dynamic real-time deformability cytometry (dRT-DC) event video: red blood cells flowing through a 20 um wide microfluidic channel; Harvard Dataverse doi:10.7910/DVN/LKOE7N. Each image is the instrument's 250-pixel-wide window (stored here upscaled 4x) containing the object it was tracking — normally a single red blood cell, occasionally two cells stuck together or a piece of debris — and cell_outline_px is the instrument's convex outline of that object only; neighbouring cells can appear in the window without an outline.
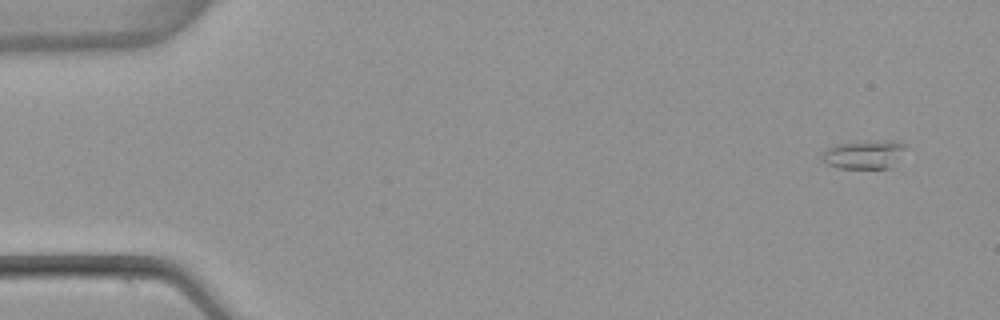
{"species": "common noctule bat (a hibernating species)", "species_latin": "Nyctalus noctula", "temperature_condition": "warm", "stored_images_in_passage": 51, "camera_frame_rate_fps": 3000, "um_per_image_px": 0.085, "animal": {"sex": "female", "body_mass_g": 22.7, "forearm_length_mm": 54.2}, "frame": {"image": 1, "passage_image": 1, "time_ms": 0.0, "image_size_px": [1000, 320], "cell_outline_px": [[904, 148], [888, 168], [840, 168], [824, 164], [820, 156], [828, 148], [836, 144], [892, 140], [896, 140], [904, 144]], "centroid_in_image_um": [73.35, 13.14], "position_along_channel_um": 11.6, "area_um2": 13.41}}
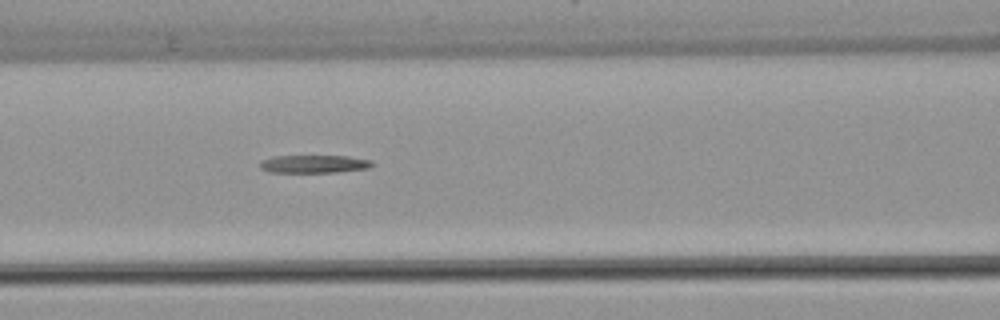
{"frame": {"image": 2, "passage_image": 21, "time_ms": 6.667, "image_size_px": [1000, 320], "cell_outline_px": [[372, 164], [368, 168], [336, 172], [268, 172], [260, 168], [260, 160], [272, 156], [348, 156], [372, 160]], "centroid_in_image_um": [26.64, 13.93], "position_along_channel_um": 140.0, "area_um2": 11.68}}
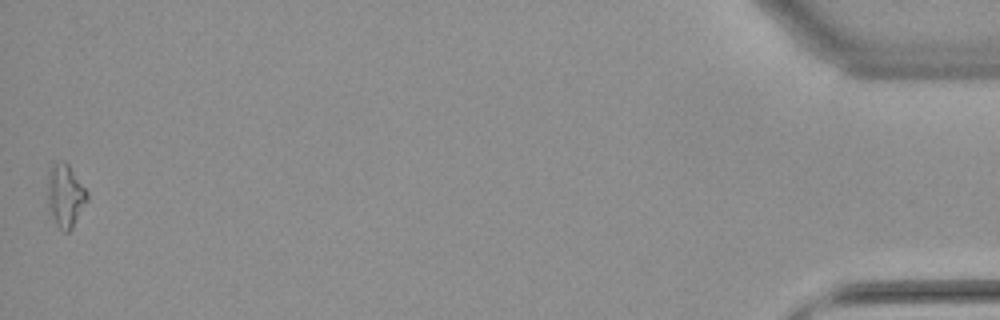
{"frame": {"image": 3, "passage_image": 51, "time_ms": 16.667, "image_size_px": [1000, 320], "cell_outline_px": [[88, 200], [72, 228], [68, 232], [64, 232], [56, 224], [48, 208], [48, 172], [52, 164], [60, 160], [64, 160], [68, 164], [88, 192]], "centroid_in_image_um": [5.55, 16.61], "position_along_channel_um": 429.6, "area_um2": 14.51}, "authors_computed_cell_mechanics": {"area_um2": 12.716, "velocity_mm_per_s": 3.8784, "shape_relaxation_time_tau1_ms": null, "shape_relaxation_time_tau2_ms": 9.9377, "deformation_change_tau1": null, "deformation_change_tau2": 0.3085}}